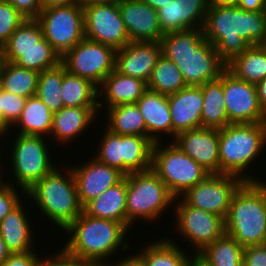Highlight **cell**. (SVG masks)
<instances>
[{
  "label": "cell",
  "mask_w": 266,
  "mask_h": 266,
  "mask_svg": "<svg viewBox=\"0 0 266 266\" xmlns=\"http://www.w3.org/2000/svg\"><path fill=\"white\" fill-rule=\"evenodd\" d=\"M150 241L141 251L135 252L146 264V266H194L196 264V255L191 254L189 250H184L181 245L175 242L176 240L169 239L164 236V239ZM190 253V254H187ZM193 256V257H192Z\"/></svg>",
  "instance_id": "26"
},
{
  "label": "cell",
  "mask_w": 266,
  "mask_h": 266,
  "mask_svg": "<svg viewBox=\"0 0 266 266\" xmlns=\"http://www.w3.org/2000/svg\"><path fill=\"white\" fill-rule=\"evenodd\" d=\"M265 149L266 123L230 124L220 128V174L234 175L244 182L263 181L262 176L259 178L254 173L253 175L248 173L251 171L249 170L251 164L253 166L254 161L258 164L259 157H263L260 155L265 152Z\"/></svg>",
  "instance_id": "5"
},
{
  "label": "cell",
  "mask_w": 266,
  "mask_h": 266,
  "mask_svg": "<svg viewBox=\"0 0 266 266\" xmlns=\"http://www.w3.org/2000/svg\"><path fill=\"white\" fill-rule=\"evenodd\" d=\"M153 144L145 136L124 135V175L152 169Z\"/></svg>",
  "instance_id": "36"
},
{
  "label": "cell",
  "mask_w": 266,
  "mask_h": 266,
  "mask_svg": "<svg viewBox=\"0 0 266 266\" xmlns=\"http://www.w3.org/2000/svg\"><path fill=\"white\" fill-rule=\"evenodd\" d=\"M260 245H261L263 248L266 249V235L264 236V238H263V240H262V242H261Z\"/></svg>",
  "instance_id": "59"
},
{
  "label": "cell",
  "mask_w": 266,
  "mask_h": 266,
  "mask_svg": "<svg viewBox=\"0 0 266 266\" xmlns=\"http://www.w3.org/2000/svg\"><path fill=\"white\" fill-rule=\"evenodd\" d=\"M146 124V137L153 143L164 142L165 136L172 137V118L168 96L147 89L136 102ZM164 137H162V135Z\"/></svg>",
  "instance_id": "23"
},
{
  "label": "cell",
  "mask_w": 266,
  "mask_h": 266,
  "mask_svg": "<svg viewBox=\"0 0 266 266\" xmlns=\"http://www.w3.org/2000/svg\"><path fill=\"white\" fill-rule=\"evenodd\" d=\"M258 101L261 109L266 114V78L256 84Z\"/></svg>",
  "instance_id": "50"
},
{
  "label": "cell",
  "mask_w": 266,
  "mask_h": 266,
  "mask_svg": "<svg viewBox=\"0 0 266 266\" xmlns=\"http://www.w3.org/2000/svg\"><path fill=\"white\" fill-rule=\"evenodd\" d=\"M74 3H78V0H41L42 9L52 6L68 5Z\"/></svg>",
  "instance_id": "52"
},
{
  "label": "cell",
  "mask_w": 266,
  "mask_h": 266,
  "mask_svg": "<svg viewBox=\"0 0 266 266\" xmlns=\"http://www.w3.org/2000/svg\"><path fill=\"white\" fill-rule=\"evenodd\" d=\"M24 204L22 201L0 221V235L11 254L36 251L33 244H37V241L33 237L35 233L32 232L35 227L30 223L32 218L25 212L27 207L24 208Z\"/></svg>",
  "instance_id": "25"
},
{
  "label": "cell",
  "mask_w": 266,
  "mask_h": 266,
  "mask_svg": "<svg viewBox=\"0 0 266 266\" xmlns=\"http://www.w3.org/2000/svg\"><path fill=\"white\" fill-rule=\"evenodd\" d=\"M172 141L209 174H220L219 129L201 127L180 132Z\"/></svg>",
  "instance_id": "17"
},
{
  "label": "cell",
  "mask_w": 266,
  "mask_h": 266,
  "mask_svg": "<svg viewBox=\"0 0 266 266\" xmlns=\"http://www.w3.org/2000/svg\"><path fill=\"white\" fill-rule=\"evenodd\" d=\"M101 139L97 142L98 151L94 154L99 162L118 169L124 174V135L104 128Z\"/></svg>",
  "instance_id": "39"
},
{
  "label": "cell",
  "mask_w": 266,
  "mask_h": 266,
  "mask_svg": "<svg viewBox=\"0 0 266 266\" xmlns=\"http://www.w3.org/2000/svg\"><path fill=\"white\" fill-rule=\"evenodd\" d=\"M36 251L27 253L11 254L10 257L0 266H37L38 258L41 256Z\"/></svg>",
  "instance_id": "47"
},
{
  "label": "cell",
  "mask_w": 266,
  "mask_h": 266,
  "mask_svg": "<svg viewBox=\"0 0 266 266\" xmlns=\"http://www.w3.org/2000/svg\"><path fill=\"white\" fill-rule=\"evenodd\" d=\"M20 189L0 179V221L24 201L26 192H22L21 194ZM19 195H23L24 197Z\"/></svg>",
  "instance_id": "42"
},
{
  "label": "cell",
  "mask_w": 266,
  "mask_h": 266,
  "mask_svg": "<svg viewBox=\"0 0 266 266\" xmlns=\"http://www.w3.org/2000/svg\"><path fill=\"white\" fill-rule=\"evenodd\" d=\"M172 139L180 132L202 127L203 95L200 86H187L168 95Z\"/></svg>",
  "instance_id": "22"
},
{
  "label": "cell",
  "mask_w": 266,
  "mask_h": 266,
  "mask_svg": "<svg viewBox=\"0 0 266 266\" xmlns=\"http://www.w3.org/2000/svg\"><path fill=\"white\" fill-rule=\"evenodd\" d=\"M85 38L121 49L129 42L118 2L92 4L83 7Z\"/></svg>",
  "instance_id": "14"
},
{
  "label": "cell",
  "mask_w": 266,
  "mask_h": 266,
  "mask_svg": "<svg viewBox=\"0 0 266 266\" xmlns=\"http://www.w3.org/2000/svg\"><path fill=\"white\" fill-rule=\"evenodd\" d=\"M11 3L26 19H36L41 10V0H7Z\"/></svg>",
  "instance_id": "46"
},
{
  "label": "cell",
  "mask_w": 266,
  "mask_h": 266,
  "mask_svg": "<svg viewBox=\"0 0 266 266\" xmlns=\"http://www.w3.org/2000/svg\"><path fill=\"white\" fill-rule=\"evenodd\" d=\"M208 0H172L157 10L163 34L188 29H202Z\"/></svg>",
  "instance_id": "21"
},
{
  "label": "cell",
  "mask_w": 266,
  "mask_h": 266,
  "mask_svg": "<svg viewBox=\"0 0 266 266\" xmlns=\"http://www.w3.org/2000/svg\"><path fill=\"white\" fill-rule=\"evenodd\" d=\"M119 11L130 42L160 41L164 35L158 12L142 0H120Z\"/></svg>",
  "instance_id": "19"
},
{
  "label": "cell",
  "mask_w": 266,
  "mask_h": 266,
  "mask_svg": "<svg viewBox=\"0 0 266 266\" xmlns=\"http://www.w3.org/2000/svg\"><path fill=\"white\" fill-rule=\"evenodd\" d=\"M185 87L187 84L179 68L173 61L161 54L153 68L152 78L147 83V89L168 96Z\"/></svg>",
  "instance_id": "37"
},
{
  "label": "cell",
  "mask_w": 266,
  "mask_h": 266,
  "mask_svg": "<svg viewBox=\"0 0 266 266\" xmlns=\"http://www.w3.org/2000/svg\"><path fill=\"white\" fill-rule=\"evenodd\" d=\"M11 255V252L7 249L6 243L0 235V265H2Z\"/></svg>",
  "instance_id": "55"
},
{
  "label": "cell",
  "mask_w": 266,
  "mask_h": 266,
  "mask_svg": "<svg viewBox=\"0 0 266 266\" xmlns=\"http://www.w3.org/2000/svg\"><path fill=\"white\" fill-rule=\"evenodd\" d=\"M36 20L44 38L61 57L85 38L84 11L79 3L42 9Z\"/></svg>",
  "instance_id": "10"
},
{
  "label": "cell",
  "mask_w": 266,
  "mask_h": 266,
  "mask_svg": "<svg viewBox=\"0 0 266 266\" xmlns=\"http://www.w3.org/2000/svg\"><path fill=\"white\" fill-rule=\"evenodd\" d=\"M49 138L43 136L16 134L13 141L11 140L7 151L10 155L8 163L12 168V174L9 180L6 176L1 179L6 183L21 188L22 192L28 191L37 181H40L45 175L50 173L55 167V155H50L53 144L48 141ZM49 144V145H48ZM53 159V160H52ZM5 179H7L5 181ZM15 180V181H14ZM8 181V182H7ZM13 182V183H12ZM15 182V184H14Z\"/></svg>",
  "instance_id": "8"
},
{
  "label": "cell",
  "mask_w": 266,
  "mask_h": 266,
  "mask_svg": "<svg viewBox=\"0 0 266 266\" xmlns=\"http://www.w3.org/2000/svg\"><path fill=\"white\" fill-rule=\"evenodd\" d=\"M160 43L162 54L176 64L187 86L217 80L226 70V64L204 38L202 29L166 33Z\"/></svg>",
  "instance_id": "2"
},
{
  "label": "cell",
  "mask_w": 266,
  "mask_h": 266,
  "mask_svg": "<svg viewBox=\"0 0 266 266\" xmlns=\"http://www.w3.org/2000/svg\"><path fill=\"white\" fill-rule=\"evenodd\" d=\"M57 252H54V256L48 255L43 257L41 255L42 257L38 258L37 266H82L83 262L68 253L64 248Z\"/></svg>",
  "instance_id": "44"
},
{
  "label": "cell",
  "mask_w": 266,
  "mask_h": 266,
  "mask_svg": "<svg viewBox=\"0 0 266 266\" xmlns=\"http://www.w3.org/2000/svg\"><path fill=\"white\" fill-rule=\"evenodd\" d=\"M237 6L245 11H266V0H238Z\"/></svg>",
  "instance_id": "48"
},
{
  "label": "cell",
  "mask_w": 266,
  "mask_h": 266,
  "mask_svg": "<svg viewBox=\"0 0 266 266\" xmlns=\"http://www.w3.org/2000/svg\"><path fill=\"white\" fill-rule=\"evenodd\" d=\"M165 143L153 144L152 170L175 198L181 197L210 174L172 141Z\"/></svg>",
  "instance_id": "9"
},
{
  "label": "cell",
  "mask_w": 266,
  "mask_h": 266,
  "mask_svg": "<svg viewBox=\"0 0 266 266\" xmlns=\"http://www.w3.org/2000/svg\"><path fill=\"white\" fill-rule=\"evenodd\" d=\"M144 3L148 4L152 8L158 10L160 8H163L172 0H142Z\"/></svg>",
  "instance_id": "56"
},
{
  "label": "cell",
  "mask_w": 266,
  "mask_h": 266,
  "mask_svg": "<svg viewBox=\"0 0 266 266\" xmlns=\"http://www.w3.org/2000/svg\"><path fill=\"white\" fill-rule=\"evenodd\" d=\"M2 108H3V89L0 85V132H3L4 134H9L12 125L5 119Z\"/></svg>",
  "instance_id": "51"
},
{
  "label": "cell",
  "mask_w": 266,
  "mask_h": 266,
  "mask_svg": "<svg viewBox=\"0 0 266 266\" xmlns=\"http://www.w3.org/2000/svg\"><path fill=\"white\" fill-rule=\"evenodd\" d=\"M244 181L234 175L210 174L181 198L190 206L226 219L231 200Z\"/></svg>",
  "instance_id": "13"
},
{
  "label": "cell",
  "mask_w": 266,
  "mask_h": 266,
  "mask_svg": "<svg viewBox=\"0 0 266 266\" xmlns=\"http://www.w3.org/2000/svg\"><path fill=\"white\" fill-rule=\"evenodd\" d=\"M126 184V227L129 230L142 219L146 225H149L147 222L158 223L156 220H161L160 216L166 214L168 208L172 212L175 197L152 169L126 175Z\"/></svg>",
  "instance_id": "7"
},
{
  "label": "cell",
  "mask_w": 266,
  "mask_h": 266,
  "mask_svg": "<svg viewBox=\"0 0 266 266\" xmlns=\"http://www.w3.org/2000/svg\"><path fill=\"white\" fill-rule=\"evenodd\" d=\"M203 95L202 127L224 128L231 123L225 110L222 82L217 79L200 85Z\"/></svg>",
  "instance_id": "32"
},
{
  "label": "cell",
  "mask_w": 266,
  "mask_h": 266,
  "mask_svg": "<svg viewBox=\"0 0 266 266\" xmlns=\"http://www.w3.org/2000/svg\"><path fill=\"white\" fill-rule=\"evenodd\" d=\"M1 59L41 73L61 63L60 54L43 38L29 50H1Z\"/></svg>",
  "instance_id": "28"
},
{
  "label": "cell",
  "mask_w": 266,
  "mask_h": 266,
  "mask_svg": "<svg viewBox=\"0 0 266 266\" xmlns=\"http://www.w3.org/2000/svg\"><path fill=\"white\" fill-rule=\"evenodd\" d=\"M25 97L12 94L3 90V113L5 119L13 126L20 118L23 111Z\"/></svg>",
  "instance_id": "43"
},
{
  "label": "cell",
  "mask_w": 266,
  "mask_h": 266,
  "mask_svg": "<svg viewBox=\"0 0 266 266\" xmlns=\"http://www.w3.org/2000/svg\"><path fill=\"white\" fill-rule=\"evenodd\" d=\"M238 0H208V6L214 7H233L237 5Z\"/></svg>",
  "instance_id": "53"
},
{
  "label": "cell",
  "mask_w": 266,
  "mask_h": 266,
  "mask_svg": "<svg viewBox=\"0 0 266 266\" xmlns=\"http://www.w3.org/2000/svg\"><path fill=\"white\" fill-rule=\"evenodd\" d=\"M120 0H78V3L81 6H89L92 4H101V3H113V2H119Z\"/></svg>",
  "instance_id": "58"
},
{
  "label": "cell",
  "mask_w": 266,
  "mask_h": 266,
  "mask_svg": "<svg viewBox=\"0 0 266 266\" xmlns=\"http://www.w3.org/2000/svg\"><path fill=\"white\" fill-rule=\"evenodd\" d=\"M53 112L35 95L26 99L20 118L11 128V133L43 136L49 138ZM16 127V128H14ZM19 127V128H18ZM18 128V130H16ZM12 129L14 132H12ZM18 131V132H17Z\"/></svg>",
  "instance_id": "29"
},
{
  "label": "cell",
  "mask_w": 266,
  "mask_h": 266,
  "mask_svg": "<svg viewBox=\"0 0 266 266\" xmlns=\"http://www.w3.org/2000/svg\"><path fill=\"white\" fill-rule=\"evenodd\" d=\"M243 266H266V249L261 245L244 247Z\"/></svg>",
  "instance_id": "45"
},
{
  "label": "cell",
  "mask_w": 266,
  "mask_h": 266,
  "mask_svg": "<svg viewBox=\"0 0 266 266\" xmlns=\"http://www.w3.org/2000/svg\"><path fill=\"white\" fill-rule=\"evenodd\" d=\"M225 233L243 247L260 245L266 235V181L244 182L232 197Z\"/></svg>",
  "instance_id": "6"
},
{
  "label": "cell",
  "mask_w": 266,
  "mask_h": 266,
  "mask_svg": "<svg viewBox=\"0 0 266 266\" xmlns=\"http://www.w3.org/2000/svg\"><path fill=\"white\" fill-rule=\"evenodd\" d=\"M129 253L127 256L124 254V258L118 257V266H146L144 261L135 253H132L133 255H130ZM126 256V257H125Z\"/></svg>",
  "instance_id": "49"
},
{
  "label": "cell",
  "mask_w": 266,
  "mask_h": 266,
  "mask_svg": "<svg viewBox=\"0 0 266 266\" xmlns=\"http://www.w3.org/2000/svg\"><path fill=\"white\" fill-rule=\"evenodd\" d=\"M44 38L36 19H25L9 37L2 50H29Z\"/></svg>",
  "instance_id": "40"
},
{
  "label": "cell",
  "mask_w": 266,
  "mask_h": 266,
  "mask_svg": "<svg viewBox=\"0 0 266 266\" xmlns=\"http://www.w3.org/2000/svg\"><path fill=\"white\" fill-rule=\"evenodd\" d=\"M6 138V140H7V137H6V134H4L3 132H0V140H2V138ZM4 142H6V141H4V140H2V141H0V179H2V178H4V176H3V174L4 175H6L5 173H4V165H2V163L4 162V161H2L3 159V157H1L2 155H4V154H7V153H5V151L6 150H4V149H6V147L5 148H3V147H1L2 146V144L1 143H4ZM2 149H3V153L1 152L2 151ZM2 154V155H1ZM2 165V166H1ZM1 170H3V171H1ZM3 172V173H2Z\"/></svg>",
  "instance_id": "57"
},
{
  "label": "cell",
  "mask_w": 266,
  "mask_h": 266,
  "mask_svg": "<svg viewBox=\"0 0 266 266\" xmlns=\"http://www.w3.org/2000/svg\"><path fill=\"white\" fill-rule=\"evenodd\" d=\"M108 261V260H99V261H85L82 263V266H118V260ZM112 262V263H111Z\"/></svg>",
  "instance_id": "54"
},
{
  "label": "cell",
  "mask_w": 266,
  "mask_h": 266,
  "mask_svg": "<svg viewBox=\"0 0 266 266\" xmlns=\"http://www.w3.org/2000/svg\"><path fill=\"white\" fill-rule=\"evenodd\" d=\"M26 18L7 0H0V51Z\"/></svg>",
  "instance_id": "41"
},
{
  "label": "cell",
  "mask_w": 266,
  "mask_h": 266,
  "mask_svg": "<svg viewBox=\"0 0 266 266\" xmlns=\"http://www.w3.org/2000/svg\"><path fill=\"white\" fill-rule=\"evenodd\" d=\"M237 79L257 84L266 78V45L250 46L226 65Z\"/></svg>",
  "instance_id": "31"
},
{
  "label": "cell",
  "mask_w": 266,
  "mask_h": 266,
  "mask_svg": "<svg viewBox=\"0 0 266 266\" xmlns=\"http://www.w3.org/2000/svg\"><path fill=\"white\" fill-rule=\"evenodd\" d=\"M115 62V48L86 38L61 57V63L69 73L91 81L98 88L115 70Z\"/></svg>",
  "instance_id": "11"
},
{
  "label": "cell",
  "mask_w": 266,
  "mask_h": 266,
  "mask_svg": "<svg viewBox=\"0 0 266 266\" xmlns=\"http://www.w3.org/2000/svg\"><path fill=\"white\" fill-rule=\"evenodd\" d=\"M99 114V107H63L54 112L49 136L50 143L52 141L53 144L55 141L58 142L57 144L60 143L65 146L66 144L70 145L74 138L78 139L79 137L81 139V135L85 137V132L91 126H95L96 118L102 120Z\"/></svg>",
  "instance_id": "20"
},
{
  "label": "cell",
  "mask_w": 266,
  "mask_h": 266,
  "mask_svg": "<svg viewBox=\"0 0 266 266\" xmlns=\"http://www.w3.org/2000/svg\"><path fill=\"white\" fill-rule=\"evenodd\" d=\"M39 72L25 69L15 63L2 60L0 64V85L4 91L25 98L36 95Z\"/></svg>",
  "instance_id": "35"
},
{
  "label": "cell",
  "mask_w": 266,
  "mask_h": 266,
  "mask_svg": "<svg viewBox=\"0 0 266 266\" xmlns=\"http://www.w3.org/2000/svg\"><path fill=\"white\" fill-rule=\"evenodd\" d=\"M61 96L64 107H99L98 87L69 73L63 65Z\"/></svg>",
  "instance_id": "34"
},
{
  "label": "cell",
  "mask_w": 266,
  "mask_h": 266,
  "mask_svg": "<svg viewBox=\"0 0 266 266\" xmlns=\"http://www.w3.org/2000/svg\"><path fill=\"white\" fill-rule=\"evenodd\" d=\"M174 207L175 230L183 236L181 239L188 241L189 247L192 246L194 255L225 233V221L221 216L190 206L181 197L174 199Z\"/></svg>",
  "instance_id": "12"
},
{
  "label": "cell",
  "mask_w": 266,
  "mask_h": 266,
  "mask_svg": "<svg viewBox=\"0 0 266 266\" xmlns=\"http://www.w3.org/2000/svg\"><path fill=\"white\" fill-rule=\"evenodd\" d=\"M244 247L224 233L196 255L198 266H243Z\"/></svg>",
  "instance_id": "30"
},
{
  "label": "cell",
  "mask_w": 266,
  "mask_h": 266,
  "mask_svg": "<svg viewBox=\"0 0 266 266\" xmlns=\"http://www.w3.org/2000/svg\"><path fill=\"white\" fill-rule=\"evenodd\" d=\"M219 80L223 84L225 110L231 124L266 123L255 84L237 79L227 69Z\"/></svg>",
  "instance_id": "15"
},
{
  "label": "cell",
  "mask_w": 266,
  "mask_h": 266,
  "mask_svg": "<svg viewBox=\"0 0 266 266\" xmlns=\"http://www.w3.org/2000/svg\"><path fill=\"white\" fill-rule=\"evenodd\" d=\"M105 127L120 135H139L146 137V124L138 106L123 104L105 109Z\"/></svg>",
  "instance_id": "33"
},
{
  "label": "cell",
  "mask_w": 266,
  "mask_h": 266,
  "mask_svg": "<svg viewBox=\"0 0 266 266\" xmlns=\"http://www.w3.org/2000/svg\"><path fill=\"white\" fill-rule=\"evenodd\" d=\"M202 30L227 65L250 46L266 45V11L208 6Z\"/></svg>",
  "instance_id": "1"
},
{
  "label": "cell",
  "mask_w": 266,
  "mask_h": 266,
  "mask_svg": "<svg viewBox=\"0 0 266 266\" xmlns=\"http://www.w3.org/2000/svg\"><path fill=\"white\" fill-rule=\"evenodd\" d=\"M25 200L33 201L35 209L39 208L40 218L43 215L42 218L46 217V220L61 231H64L83 211L70 166H62V170L56 166L26 191Z\"/></svg>",
  "instance_id": "4"
},
{
  "label": "cell",
  "mask_w": 266,
  "mask_h": 266,
  "mask_svg": "<svg viewBox=\"0 0 266 266\" xmlns=\"http://www.w3.org/2000/svg\"><path fill=\"white\" fill-rule=\"evenodd\" d=\"M161 54L160 41L129 42L123 48L116 50L115 70L148 83Z\"/></svg>",
  "instance_id": "18"
},
{
  "label": "cell",
  "mask_w": 266,
  "mask_h": 266,
  "mask_svg": "<svg viewBox=\"0 0 266 266\" xmlns=\"http://www.w3.org/2000/svg\"><path fill=\"white\" fill-rule=\"evenodd\" d=\"M64 232L68 234L60 236L68 240L63 248L82 262L110 260L111 257L113 260L119 251L130 252L128 248L132 242L126 241L130 230L121 222L92 217L82 211Z\"/></svg>",
  "instance_id": "3"
},
{
  "label": "cell",
  "mask_w": 266,
  "mask_h": 266,
  "mask_svg": "<svg viewBox=\"0 0 266 266\" xmlns=\"http://www.w3.org/2000/svg\"><path fill=\"white\" fill-rule=\"evenodd\" d=\"M90 158L84 164L81 162L82 164L70 165L82 207L108 188L119 183L125 176L118 169L99 162L94 156H90Z\"/></svg>",
  "instance_id": "16"
},
{
  "label": "cell",
  "mask_w": 266,
  "mask_h": 266,
  "mask_svg": "<svg viewBox=\"0 0 266 266\" xmlns=\"http://www.w3.org/2000/svg\"><path fill=\"white\" fill-rule=\"evenodd\" d=\"M146 90L145 81L113 70L98 88L100 114L104 108L135 104Z\"/></svg>",
  "instance_id": "24"
},
{
  "label": "cell",
  "mask_w": 266,
  "mask_h": 266,
  "mask_svg": "<svg viewBox=\"0 0 266 266\" xmlns=\"http://www.w3.org/2000/svg\"><path fill=\"white\" fill-rule=\"evenodd\" d=\"M63 64L44 70L39 74L36 96L54 113L64 107L61 87Z\"/></svg>",
  "instance_id": "38"
},
{
  "label": "cell",
  "mask_w": 266,
  "mask_h": 266,
  "mask_svg": "<svg viewBox=\"0 0 266 266\" xmlns=\"http://www.w3.org/2000/svg\"><path fill=\"white\" fill-rule=\"evenodd\" d=\"M127 184L126 175L116 185L92 199L83 211L92 217L114 220L126 226Z\"/></svg>",
  "instance_id": "27"
}]
</instances>
